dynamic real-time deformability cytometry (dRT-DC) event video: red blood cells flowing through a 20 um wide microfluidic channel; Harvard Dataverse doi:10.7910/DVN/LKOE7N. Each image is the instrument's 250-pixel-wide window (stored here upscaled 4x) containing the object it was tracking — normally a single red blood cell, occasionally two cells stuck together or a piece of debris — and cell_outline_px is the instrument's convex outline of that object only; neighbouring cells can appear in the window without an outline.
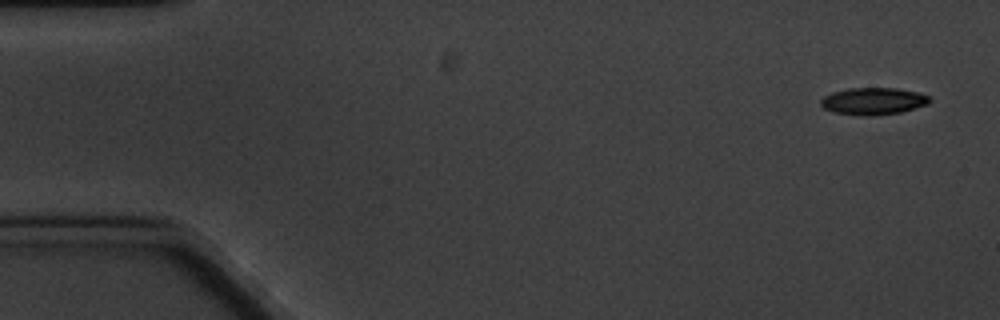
{"species": "common noctule bat (a hibernating species)", "species_latin": "Nyctalus noctula", "temperature_condition": "cold", "stored_images_in_passage": 5, "camera_frame_rate_fps": 3000, "um_per_image_px": 0.085, "animal": {"sex": "male", "body_mass_g": 20.1, "forearm_length_mm": 53.5}, "frame": {"image": 1, "passage_image": 1, "time_ms": 0.0, "image_size_px": [1000, 320], "cell_outline_px": [[932, 100], [928, 104], [900, 112], [872, 116], [836, 112], [824, 108], [820, 104], [820, 100], [824, 96], [832, 92], [848, 88], [896, 88], [916, 92], [928, 96]], "centroid_in_image_um": [74.23, 8.58], "position_along_channel_um": 10.8, "area_um2": 16.94}}
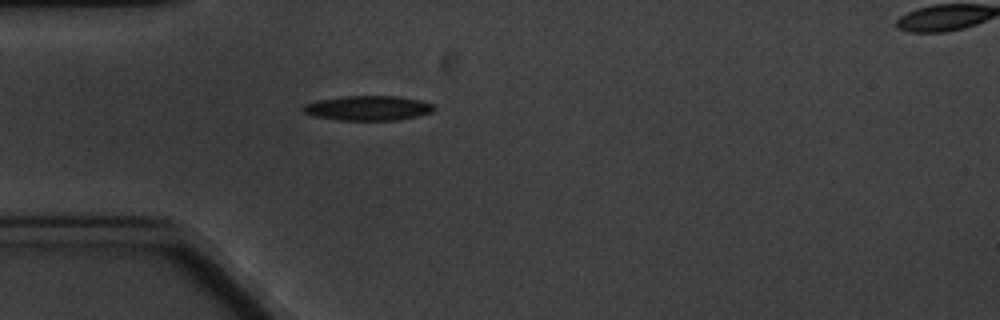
{"frame": {"image": 2, "passage_image": 5, "time_ms": 4.667, "image_size_px": [1000, 320], "cell_outline_px": [[436, 108], [432, 112], [400, 120], [336, 120], [316, 116], [300, 112], [300, 108], [304, 104], [320, 100], [344, 96], [396, 96], [420, 100], [432, 104]], "centroid_in_image_um": [31.26, 9.19], "position_along_channel_um": 53.7, "area_um2": 18.9}}